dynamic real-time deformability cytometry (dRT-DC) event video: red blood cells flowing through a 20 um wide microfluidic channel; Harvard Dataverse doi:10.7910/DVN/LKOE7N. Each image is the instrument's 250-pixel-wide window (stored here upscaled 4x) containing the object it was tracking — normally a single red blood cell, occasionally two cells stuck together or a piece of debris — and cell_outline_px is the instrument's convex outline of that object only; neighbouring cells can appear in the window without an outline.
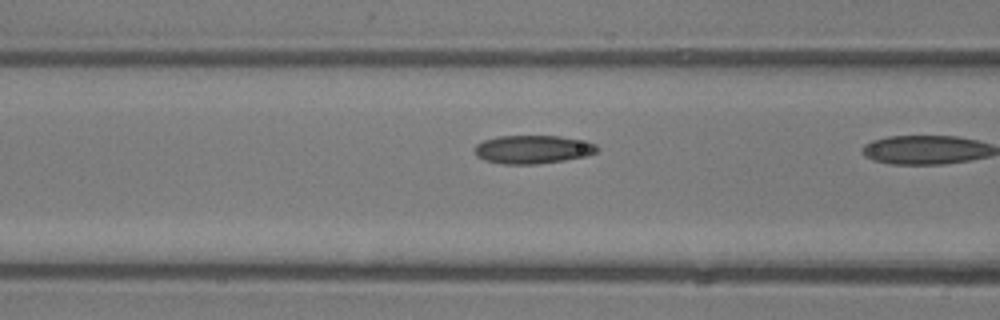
{"species": "common noctule bat (a hibernating species)", "species_latin": "Nyctalus noctula", "temperature_condition": "room temperature", "stored_images_in_passage": 11, "camera_frame_rate_fps": 3000, "um_per_image_px": 0.085, "animal": {"sex": "male", "body_mass_g": 13.3}, "frame": {"image": 1, "passage_image": 10, "time_ms": 3.0, "image_size_px": [1000, 320], "cell_outline_px": [[600, 148], [596, 152], [584, 156], [564, 160], [536, 164], [504, 164], [484, 160], [476, 156], [476, 144], [484, 140], [500, 136], [560, 136], [596, 144]], "centroid_in_image_um": [45.27, 12.7], "position_along_channel_um": 121.3, "area_um2": 20.0}}